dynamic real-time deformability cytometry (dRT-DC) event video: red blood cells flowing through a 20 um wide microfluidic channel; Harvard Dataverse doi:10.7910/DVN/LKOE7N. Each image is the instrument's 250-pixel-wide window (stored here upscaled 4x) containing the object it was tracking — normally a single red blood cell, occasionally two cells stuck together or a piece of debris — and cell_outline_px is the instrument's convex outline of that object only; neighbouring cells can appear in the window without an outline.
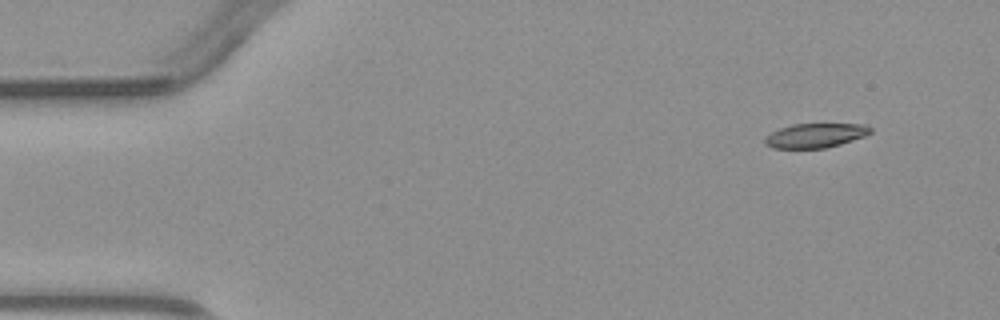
{"species": "common noctule bat (a hibernating species)", "species_latin": "Nyctalus noctula", "temperature_condition": "warm", "stored_images_in_passage": 4, "camera_frame_rate_fps": 3000, "um_per_image_px": 0.085, "animal": {"sex": "male", "body_mass_g": 23.1, "forearm_length_mm": 52.7}, "frame": {"image": 1, "passage_image": 1, "time_ms": 0.0, "image_size_px": [1000, 320], "cell_outline_px": [[872, 132], [864, 136], [840, 144], [824, 148], [772, 148], [764, 144], [764, 136], [780, 128], [792, 124], [868, 124], [872, 128]], "centroid_in_image_um": [69.29, 11.51], "position_along_channel_um": 15.7, "area_um2": 15.03}}
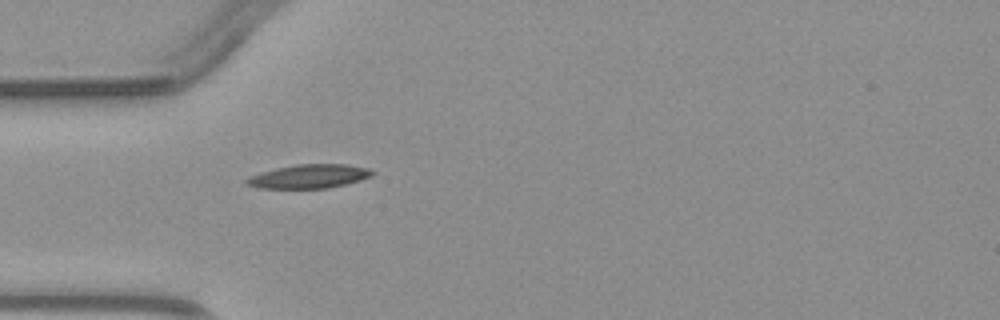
{"frame": {"image": 2, "passage_image": 4, "time_ms": 3.333, "image_size_px": [1000, 320], "cell_outline_px": [[376, 172], [372, 176], [360, 180], [328, 188], [260, 188], [248, 184], [244, 180], [260, 172], [276, 168], [296, 164], [348, 164], [372, 168]], "centroid_in_image_um": [26.35, 14.97], "position_along_channel_um": 58.7, "area_um2": 17.46}}